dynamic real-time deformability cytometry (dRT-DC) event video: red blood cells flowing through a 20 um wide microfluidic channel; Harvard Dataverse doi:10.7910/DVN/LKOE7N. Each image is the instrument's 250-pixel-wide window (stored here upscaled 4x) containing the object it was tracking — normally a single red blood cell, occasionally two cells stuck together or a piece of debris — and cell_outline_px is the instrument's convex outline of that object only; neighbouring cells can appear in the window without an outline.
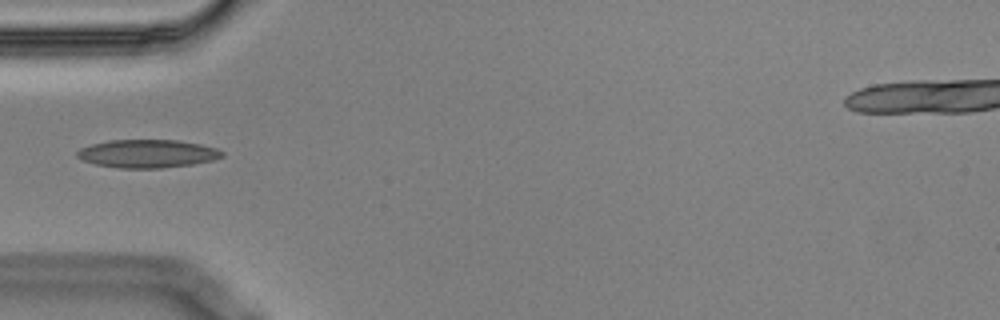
{"species": "Egyptian fruit bat (a non-hibernating species)", "species_latin": "Rousettus aegyptiacus", "temperature_condition": "cold", "stored_images_in_passage": 3, "camera_frame_rate_fps": 3000, "um_per_image_px": 0.085, "animal": {"sex": "male"}, "frame": {"image": 1, "passage_image": 3, "time_ms": 0.667, "image_size_px": [1000, 320], "cell_outline_px": [[224, 156], [212, 160], [192, 164], [160, 168], [120, 168], [96, 164], [84, 160], [76, 156], [76, 152], [80, 148], [92, 144], [108, 140], [176, 140], [200, 144], [216, 148], [224, 152]], "centroid_in_image_um": [12.53, 13.05], "position_along_channel_um": 72.5, "area_um2": 23.64}}